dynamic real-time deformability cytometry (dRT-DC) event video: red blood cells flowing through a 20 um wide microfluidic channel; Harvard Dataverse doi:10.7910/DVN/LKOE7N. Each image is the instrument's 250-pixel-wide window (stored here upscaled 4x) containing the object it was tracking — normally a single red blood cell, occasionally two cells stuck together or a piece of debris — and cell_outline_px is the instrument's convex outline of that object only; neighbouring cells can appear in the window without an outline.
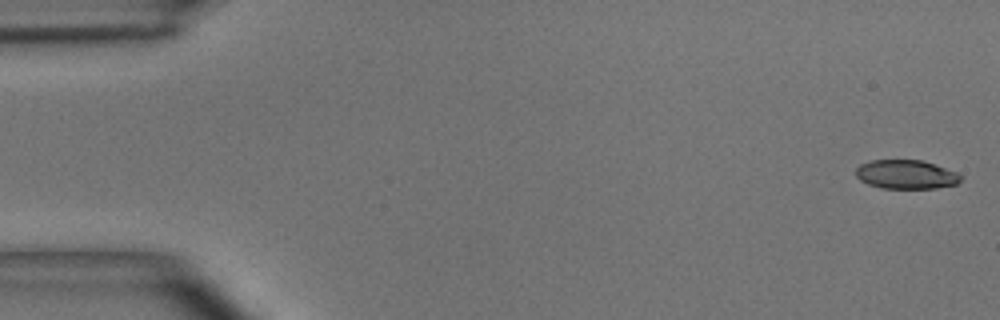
{"species": "common noctule bat (a hibernating species)", "species_latin": "Nyctalus noctula", "temperature_condition": "room temperature", "stored_images_in_passage": 50, "camera_frame_rate_fps": 3000, "um_per_image_px": 0.085, "animal": {"sex": "male", "body_mass_g": 15.6}, "frame": {"image": 1, "passage_image": 1, "time_ms": 0.0, "image_size_px": [1000, 320], "cell_outline_px": [[964, 176], [956, 184], [936, 188], [880, 188], [868, 184], [860, 180], [856, 176], [856, 168], [860, 164], [872, 160], [924, 160], [956, 172]], "centroid_in_image_um": [77.02, 14.82], "position_along_channel_um": 8.0, "area_um2": 17.74}}
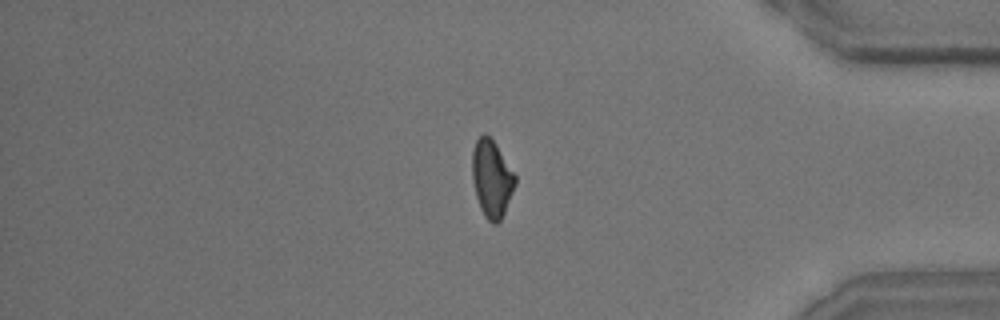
{"frame": {"image": 2, "passage_image": 42, "time_ms": 13.667, "image_size_px": [1000, 320], "cell_outline_px": [[516, 184], [504, 212], [500, 220], [496, 224], [492, 224], [484, 216], [480, 208], [476, 196], [472, 180], [472, 152], [476, 140], [484, 132], [496, 144], [516, 176]], "centroid_in_image_um": [41.78, 15.18], "position_along_channel_um": 393.4, "area_um2": 19.25}}
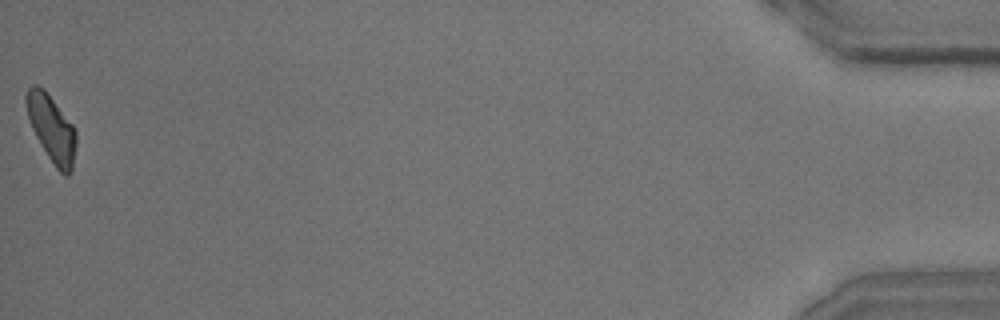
{"frame": {"image": 3, "passage_image": 50, "time_ms": 16.333, "image_size_px": [1000, 320], "cell_outline_px": [[76, 144], [72, 168], [68, 176], [64, 176], [56, 168], [48, 156], [36, 136], [32, 128], [28, 116], [24, 100], [24, 96], [28, 88], [32, 84], [36, 84], [44, 88], [72, 124], [76, 132]], "centroid_in_image_um": [4.37, 10.89], "position_along_channel_um": 430.8, "area_um2": 19.31}, "authors_computed_cell_mechanics": {"area_um2": 19.6231, "velocity_mm_per_s": 3.9776, "shape_relaxation_time_tau1_ms": 4.2572, "shape_relaxation_time_tau2_ms": 3.6008, "deformation_change_tau1": 0.147, "deformation_change_tau2": 0.101}}